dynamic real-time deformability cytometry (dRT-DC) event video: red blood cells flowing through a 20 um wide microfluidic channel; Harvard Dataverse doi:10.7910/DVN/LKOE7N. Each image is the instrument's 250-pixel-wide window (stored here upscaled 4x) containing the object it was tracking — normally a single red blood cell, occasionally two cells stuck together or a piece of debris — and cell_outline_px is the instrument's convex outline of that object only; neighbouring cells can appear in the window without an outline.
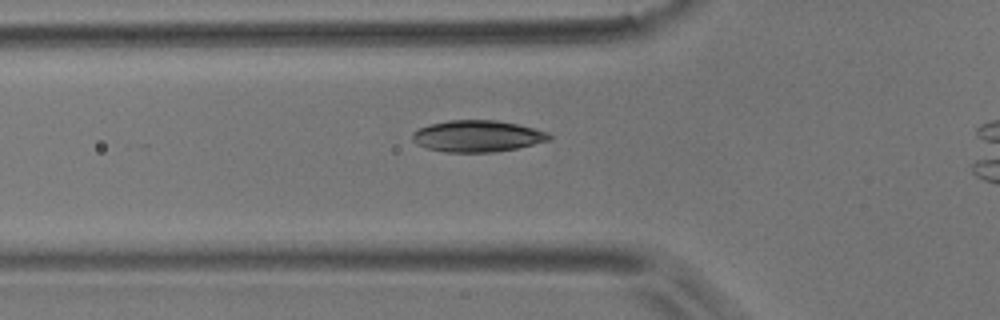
{"species": "common noctule bat (a hibernating species)", "species_latin": "Nyctalus noctula", "temperature_condition": "room temperature", "stored_images_in_passage": 37, "camera_frame_rate_fps": 3000, "um_per_image_px": 0.085, "animal": {"sex": "male", "body_mass_g": 17.9}, "frame": {"image": 1, "passage_image": 8, "time_ms": 2.333, "image_size_px": [1000, 320], "cell_outline_px": [[552, 140], [516, 148], [496, 152], [444, 152], [428, 148], [416, 144], [412, 140], [412, 132], [428, 124], [448, 120], [496, 120], [516, 124], [548, 132], [552, 136]], "centroid_in_image_um": [40.56, 11.57], "position_along_channel_um": 85.2, "area_um2": 25.2}}
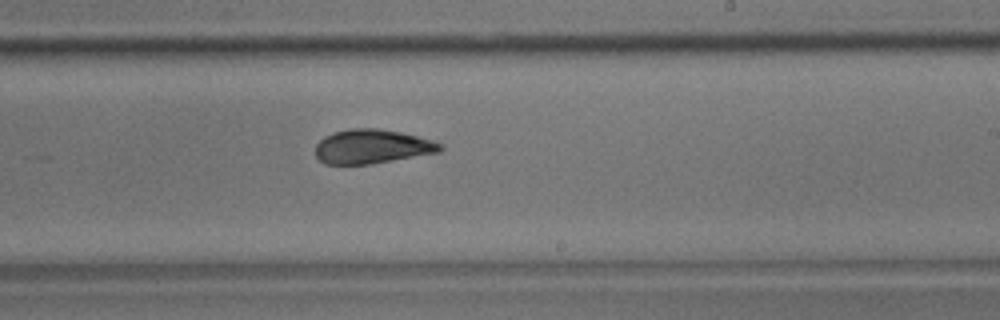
{"frame": {"image": 2, "passage_image": 22, "time_ms": 7.0, "image_size_px": [1000, 320], "cell_outline_px": [[444, 148], [440, 152], [372, 164], [324, 164], [316, 156], [316, 144], [324, 136], [332, 132], [352, 128], [376, 128], [400, 132], [432, 140], [444, 144]], "centroid_in_image_um": [31.63, 12.46], "position_along_channel_um": 257.4, "area_um2": 24.97}}
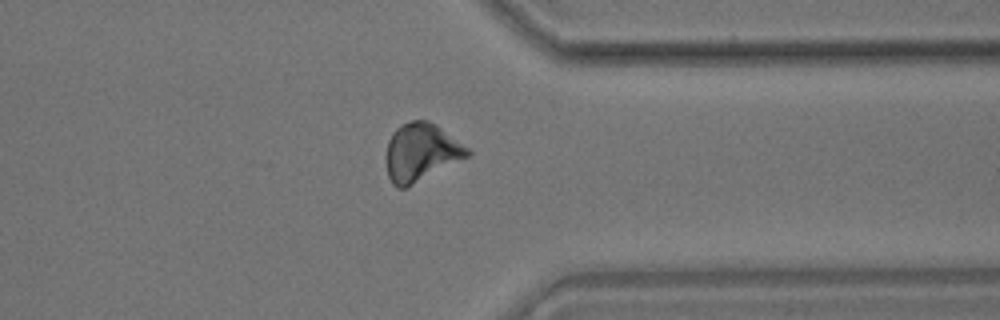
{"frame": {"image": 3, "passage_image": 32, "time_ms": 10.333, "image_size_px": [1000, 320], "cell_outline_px": [[472, 156], [404, 188], [396, 188], [392, 184], [388, 176], [384, 156], [388, 140], [392, 132], [400, 124], [412, 120], [428, 120], [436, 124], [468, 148], [472, 152]], "centroid_in_image_um": [35.77, 12.94], "position_along_channel_um": 375.6, "area_um2": 27.86}}